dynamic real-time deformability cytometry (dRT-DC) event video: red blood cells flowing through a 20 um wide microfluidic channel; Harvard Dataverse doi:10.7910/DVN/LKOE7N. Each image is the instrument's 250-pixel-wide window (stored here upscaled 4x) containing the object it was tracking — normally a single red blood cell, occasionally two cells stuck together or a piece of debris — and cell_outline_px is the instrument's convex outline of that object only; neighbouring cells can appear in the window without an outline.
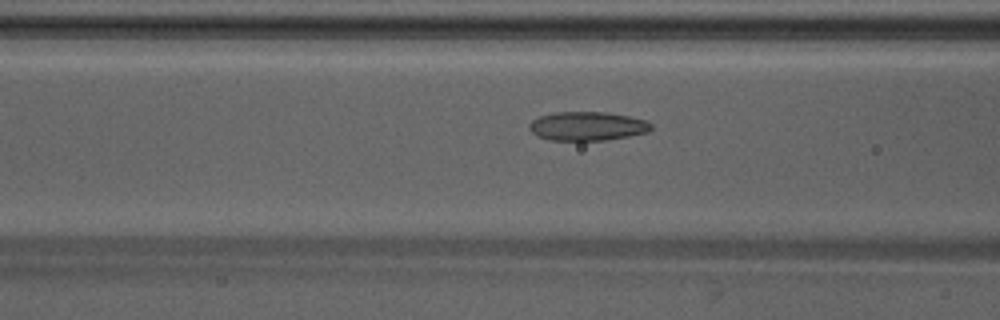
{"species": "Egyptian fruit bat (a non-hibernating species)", "species_latin": "Rousettus aegyptiacus", "temperature_condition": "warm", "stored_images_in_passage": 41, "camera_frame_rate_fps": 3000, "um_per_image_px": 0.085, "animal": {"sex": "male"}, "frame": {"image": 1, "passage_image": 12, "time_ms": 3.667, "image_size_px": [1000, 320], "cell_outline_px": [[652, 128], [648, 132], [628, 136], [604, 140], [548, 140], [536, 136], [528, 128], [528, 124], [532, 120], [540, 116], [556, 112], [604, 112], [628, 116], [644, 120], [652, 124]], "centroid_in_image_um": [49.88, 10.72], "position_along_channel_um": 116.7, "area_um2": 20.46}}
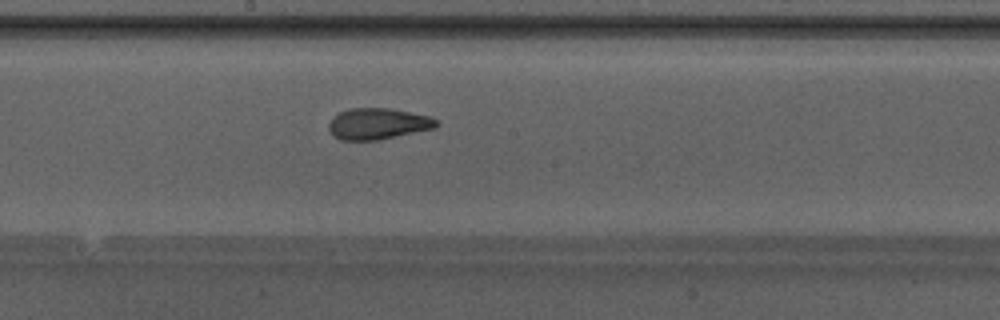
{"frame": {"image": 2, "passage_image": 19, "time_ms": 6.0, "image_size_px": [1000, 320], "cell_outline_px": [[440, 124], [436, 128], [376, 140], [340, 140], [328, 128], [328, 124], [332, 116], [348, 108], [388, 108], [428, 116], [436, 120]], "centroid_in_image_um": [32.1, 10.51], "position_along_channel_um": 216.1, "area_um2": 19.42}}
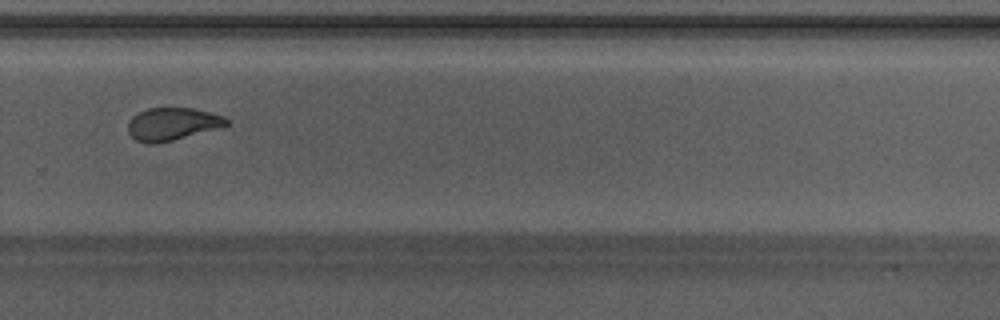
{"frame": {"image": 3, "passage_image": 26, "time_ms": 8.333, "image_size_px": [1000, 320], "cell_outline_px": [[228, 124], [172, 140], [152, 144], [148, 144], [136, 140], [128, 132], [128, 120], [132, 116], [148, 108], [192, 108], [224, 116], [228, 120]], "centroid_in_image_um": [14.58, 10.53], "position_along_channel_um": 315.2, "area_um2": 18.26}, "authors_computed_cell_mechanics": {"area_um2": 19.7676, "velocity_mm_per_s": 4.2628, "shape_relaxation_time_tau1_ms": 6.4284, "shape_relaxation_time_tau2_ms": 1.0877, "deformation_change_tau1": 0.1811, "deformation_change_tau2": 0.0701}}